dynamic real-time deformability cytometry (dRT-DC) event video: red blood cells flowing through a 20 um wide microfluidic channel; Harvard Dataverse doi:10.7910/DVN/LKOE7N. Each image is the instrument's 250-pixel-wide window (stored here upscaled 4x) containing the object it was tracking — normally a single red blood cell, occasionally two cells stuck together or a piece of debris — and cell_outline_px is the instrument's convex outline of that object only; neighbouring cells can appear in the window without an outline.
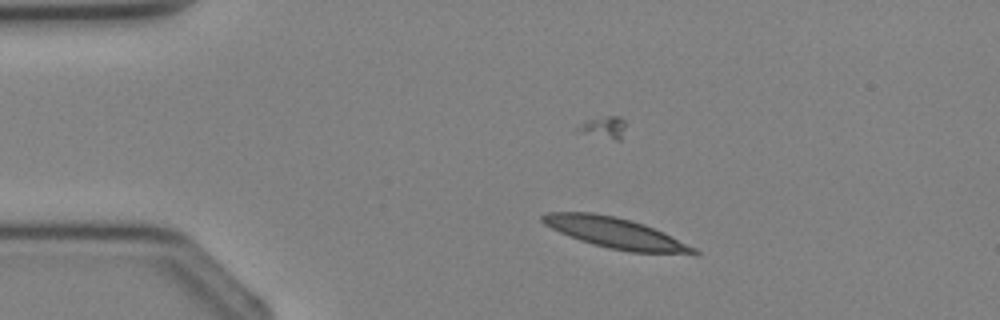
{"species": "Egyptian fruit bat (a non-hibernating species)", "species_latin": "Rousettus aegyptiacus", "temperature_condition": "cold", "stored_images_in_passage": 2, "camera_frame_rate_fps": 3000, "um_per_image_px": 0.085, "animal": {"sex": "female"}, "frame": {"image": 1, "passage_image": 1, "time_ms": 0.0, "image_size_px": [1000, 320], "cell_outline_px": [[700, 252], [696, 256], [632, 252], [608, 248], [580, 240], [560, 232], [544, 224], [540, 220], [540, 216], [548, 212], [592, 212], [616, 216], [632, 220], [644, 224], [664, 232], [696, 248]], "centroid_in_image_um": [52.41, 19.82], "position_along_channel_um": 32.6, "area_um2": 27.4}}